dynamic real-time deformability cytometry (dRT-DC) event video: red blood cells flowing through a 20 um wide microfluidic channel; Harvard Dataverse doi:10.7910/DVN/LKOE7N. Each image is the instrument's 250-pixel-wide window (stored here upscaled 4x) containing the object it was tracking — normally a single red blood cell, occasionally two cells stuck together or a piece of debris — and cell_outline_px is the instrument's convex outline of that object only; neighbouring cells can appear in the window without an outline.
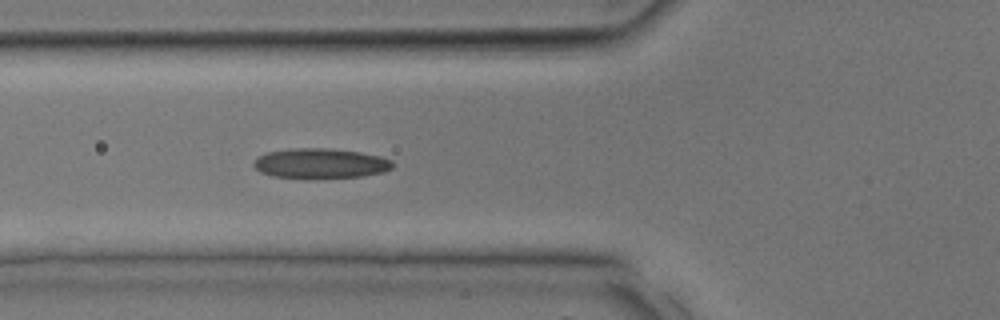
{"species": "common noctule bat (a hibernating species)", "species_latin": "Nyctalus noctula", "temperature_condition": "room temperature", "stored_images_in_passage": 11, "camera_frame_rate_fps": 3000, "um_per_image_px": 0.085, "animal": {"sex": "male", "body_mass_g": 17.9, "forearm_length_mm": 54.2}, "frame": {"image": 1, "passage_image": 11, "time_ms": 3.333, "image_size_px": [1000, 320], "cell_outline_px": [[392, 168], [384, 172], [360, 176], [272, 176], [260, 172], [252, 164], [260, 156], [268, 152], [288, 148], [328, 148], [360, 152], [380, 156], [392, 160]], "centroid_in_image_um": [27.25, 13.85], "position_along_channel_um": 98.5, "area_um2": 23.47}}